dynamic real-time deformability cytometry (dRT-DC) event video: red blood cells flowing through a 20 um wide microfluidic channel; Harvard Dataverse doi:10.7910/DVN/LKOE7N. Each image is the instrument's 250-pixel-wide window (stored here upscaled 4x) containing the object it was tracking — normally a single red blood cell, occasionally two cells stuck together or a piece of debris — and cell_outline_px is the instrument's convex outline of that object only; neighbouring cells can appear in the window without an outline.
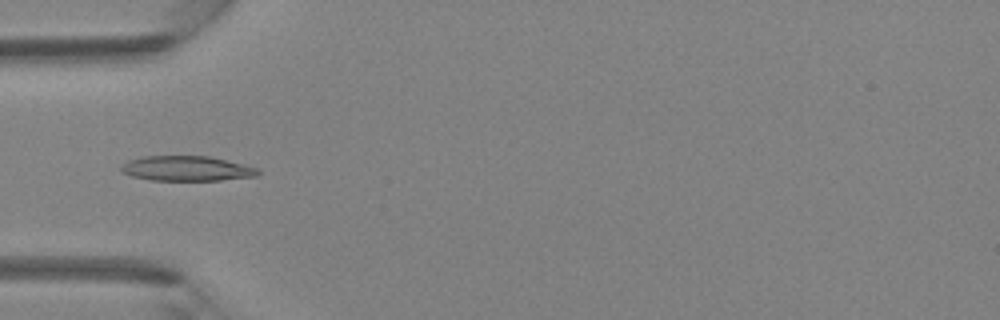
{"species": "Egyptian fruit bat (a non-hibernating species)", "species_latin": "Rousettus aegyptiacus", "temperature_condition": "room temperature", "stored_images_in_passage": 40, "camera_frame_rate_fps": 3000, "um_per_image_px": 0.085, "animal": {"sex": "female"}, "frame": {"image": 1, "passage_image": 10, "time_ms": 3.0, "image_size_px": [1000, 320], "cell_outline_px": [[260, 172], [256, 176], [220, 180], [152, 180], [132, 176], [120, 172], [120, 164], [128, 160], [144, 156], [208, 156], [244, 164], [260, 168]], "centroid_in_image_um": [15.85, 14.32], "position_along_channel_um": 69.2, "area_um2": 20.0}}
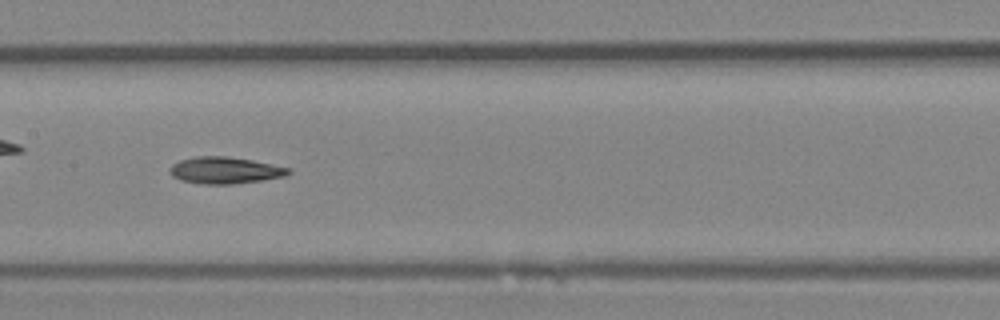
{"frame": {"image": 2, "passage_image": 18, "time_ms": 5.667, "image_size_px": [1000, 320], "cell_outline_px": [[292, 172], [284, 176], [260, 180], [232, 184], [200, 184], [180, 180], [172, 176], [168, 168], [172, 164], [180, 160], [196, 156], [224, 156], [252, 160], [288, 168]], "centroid_in_image_um": [19.05, 14.48], "position_along_channel_um": 188.3, "area_um2": 18.32}}
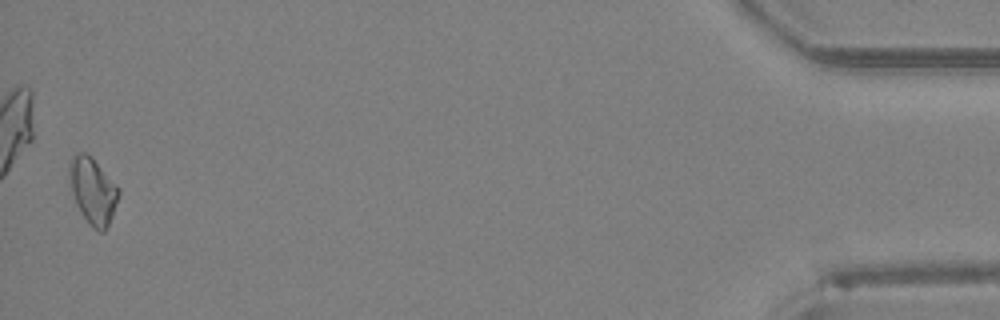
{"frame": {"image": 3, "passage_image": 40, "time_ms": 13.0, "image_size_px": [1000, 320], "cell_outline_px": [[120, 196], [112, 216], [104, 232], [100, 232], [92, 228], [88, 224], [80, 212], [76, 204], [68, 184], [68, 164], [72, 156], [76, 152], [84, 152], [92, 156], [120, 188]], "centroid_in_image_um": [7.87, 16.19], "position_along_channel_um": 427.3, "area_um2": 19.65}}